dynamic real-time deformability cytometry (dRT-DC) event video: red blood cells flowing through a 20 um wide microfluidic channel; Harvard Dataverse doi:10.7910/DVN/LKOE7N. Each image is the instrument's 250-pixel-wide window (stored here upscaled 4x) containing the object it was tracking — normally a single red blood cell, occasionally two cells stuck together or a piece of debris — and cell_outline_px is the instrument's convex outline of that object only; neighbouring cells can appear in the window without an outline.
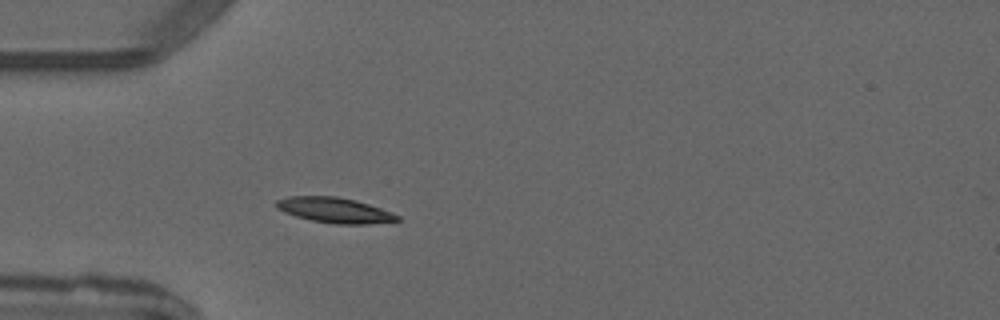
{"species": "common noctule bat (a hibernating species)", "species_latin": "Nyctalus noctula", "temperature_condition": "warm", "stored_images_in_passage": 2, "camera_frame_rate_fps": 3000, "um_per_image_px": 0.085, "animal": {"sex": "male", "forearm_length_mm": 52.5}, "frame": {"image": 1, "passage_image": 2, "time_ms": 1.667, "image_size_px": [1000, 320], "cell_outline_px": [[400, 220], [364, 224], [336, 224], [312, 220], [296, 216], [284, 212], [276, 208], [276, 200], [292, 196], [336, 196], [368, 204], [392, 212], [400, 216]], "centroid_in_image_um": [28.43, 17.86], "position_along_channel_um": 56.6, "area_um2": 17.57}}